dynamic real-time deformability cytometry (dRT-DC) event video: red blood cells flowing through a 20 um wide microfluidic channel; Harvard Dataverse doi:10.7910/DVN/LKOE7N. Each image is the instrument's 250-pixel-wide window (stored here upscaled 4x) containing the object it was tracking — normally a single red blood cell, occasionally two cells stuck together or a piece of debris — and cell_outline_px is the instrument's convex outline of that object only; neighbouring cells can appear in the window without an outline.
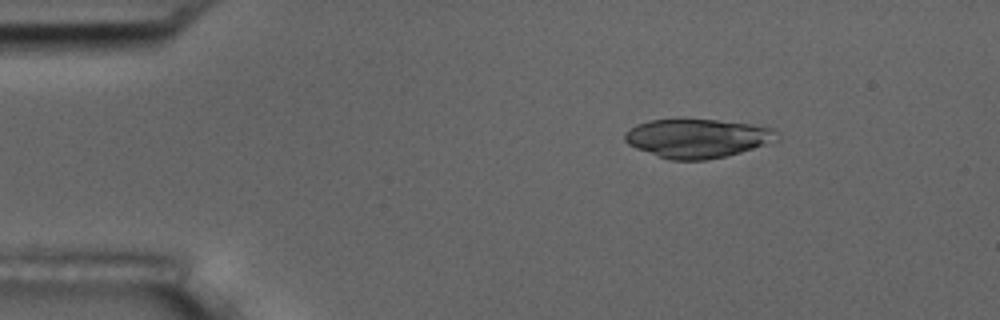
{"species": "common noctule bat (a hibernating species)", "species_latin": "Nyctalus noctula", "temperature_condition": "room temperature", "stored_images_in_passage": 4, "camera_frame_rate_fps": 3000, "um_per_image_px": 0.085, "animal": {"sex": "male", "body_mass_g": 17.5, "forearm_length_mm": 52.3}, "frame": {"image": 1, "passage_image": 2, "time_ms": 1.0, "image_size_px": [1000, 320], "cell_outline_px": [[780, 140], [740, 152], [724, 156], [704, 160], [672, 160], [636, 148], [628, 144], [624, 140], [624, 132], [636, 124], [648, 120], [716, 120], [748, 124], [772, 128], [780, 136]], "centroid_in_image_um": [59.27, 11.75], "position_along_channel_um": 25.7, "area_um2": 34.1}}